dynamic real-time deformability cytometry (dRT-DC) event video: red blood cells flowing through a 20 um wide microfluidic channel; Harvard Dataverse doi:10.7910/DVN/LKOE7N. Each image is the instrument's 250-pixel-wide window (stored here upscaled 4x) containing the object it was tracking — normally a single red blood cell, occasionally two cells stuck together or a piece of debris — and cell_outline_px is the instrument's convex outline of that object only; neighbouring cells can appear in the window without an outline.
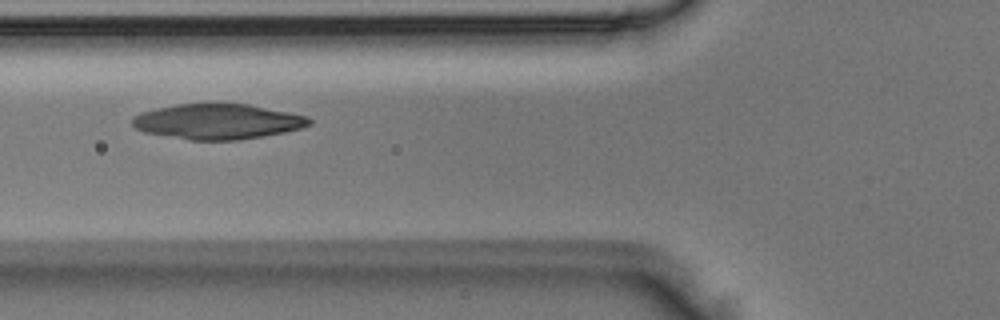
{"species": "Egyptian fruit bat (a non-hibernating species)", "species_latin": "Rousettus aegyptiacus", "temperature_condition": "room temperature", "stored_images_in_passage": 3, "camera_frame_rate_fps": 3000, "um_per_image_px": 0.085, "animal": {"sex": "male"}, "frame": {"image": 1, "passage_image": 2, "time_ms": 0.333, "image_size_px": [1000, 320], "cell_outline_px": [[312, 124], [300, 128], [284, 132], [236, 140], [188, 140], [144, 132], [136, 128], [132, 124], [132, 116], [140, 112], [156, 108], [176, 104], [248, 104], [308, 116], [312, 120]], "centroid_in_image_um": [18.47, 10.33], "position_along_channel_um": 107.3, "area_um2": 36.24}}
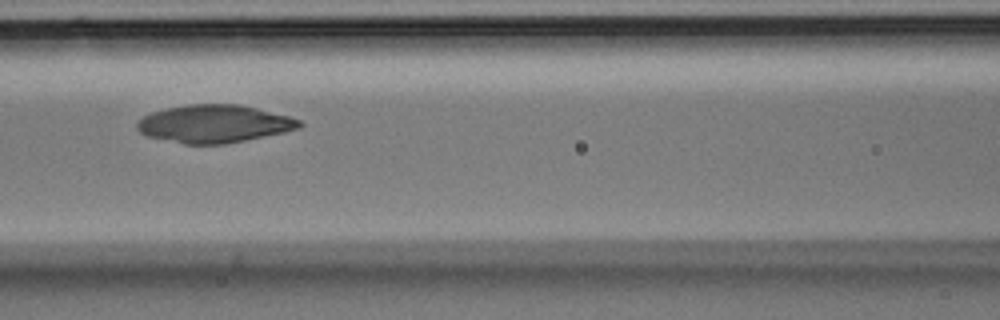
{"frame": {"image": 2, "passage_image": 3, "time_ms": 0.667, "image_size_px": [1000, 320], "cell_outline_px": [[304, 124], [300, 128], [284, 132], [224, 144], [184, 144], [148, 136], [140, 132], [136, 128], [136, 124], [144, 116], [152, 112], [168, 108], [188, 104], [240, 104], [288, 116], [300, 120]], "centroid_in_image_um": [18.21, 10.52], "position_along_channel_um": 148.4, "area_um2": 35.49}}